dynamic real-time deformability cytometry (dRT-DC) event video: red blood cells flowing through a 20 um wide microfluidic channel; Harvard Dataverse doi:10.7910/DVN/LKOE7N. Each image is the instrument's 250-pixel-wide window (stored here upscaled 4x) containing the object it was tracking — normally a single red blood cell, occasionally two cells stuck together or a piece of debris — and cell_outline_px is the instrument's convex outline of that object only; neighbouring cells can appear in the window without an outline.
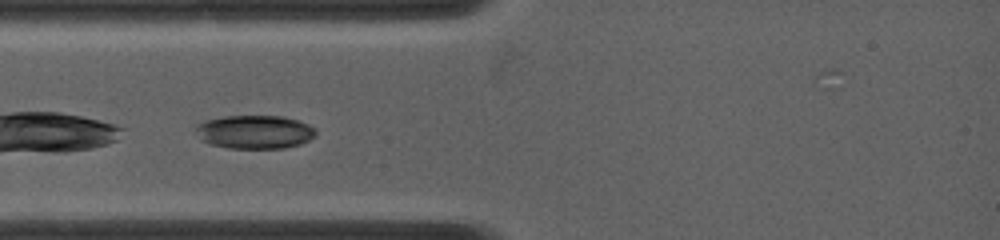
{"species": "common noctule bat (a hibernating species)", "species_latin": "Nyctalus noctula", "temperature_condition": "warm", "stored_images_in_passage": 39, "camera_frame_rate_fps": 5000, "um_per_image_px": 0.085, "animal": {"sex": "female", "body_mass_g": 19.0, "forearm_length_mm": 53.3}, "frame": {"image": 1, "passage_image": 5, "time_ms": 0.8, "image_size_px": [1000, 240], "cell_outline_px": [[316, 136], [300, 144], [284, 148], [228, 148], [208, 144], [200, 140], [192, 132], [196, 124], [208, 120], [224, 116], [284, 116], [300, 120], [316, 128]], "centroid_in_image_um": [21.61, 11.21], "position_along_channel_um": 63.4, "area_um2": 23.93}}
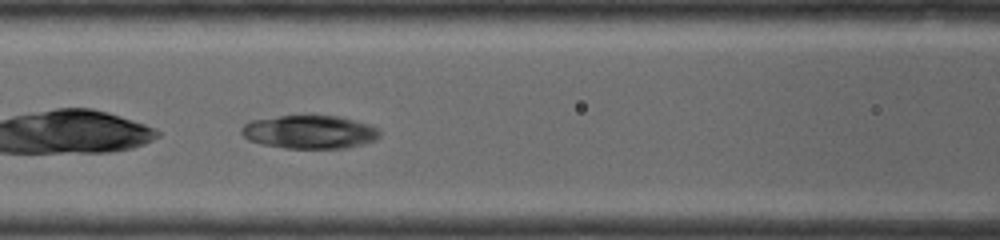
{"frame": {"image": 2, "passage_image": 15, "time_ms": 2.8, "image_size_px": [1000, 240], "cell_outline_px": [[380, 136], [376, 140], [364, 144], [348, 148], [284, 148], [260, 144], [248, 140], [240, 132], [240, 128], [244, 124], [252, 120], [280, 116], [336, 116], [368, 124], [380, 128]], "centroid_in_image_um": [26.32, 11.23], "position_along_channel_um": 140.3, "area_um2": 26.93}}
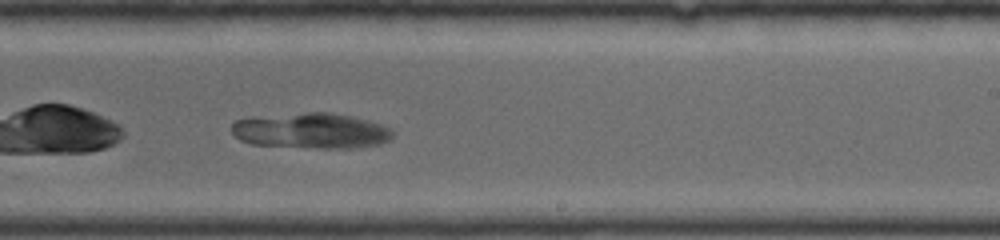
{"frame": {"image": 3, "passage_image": 31, "time_ms": 6.0, "image_size_px": [1000, 240], "cell_outline_px": [[392, 136], [388, 140], [380, 144], [352, 148], [320, 148], [252, 144], [240, 140], [232, 132], [232, 124], [236, 120], [252, 116], [308, 112], [328, 112], [368, 120], [392, 128]], "centroid_in_image_um": [26.43, 11.11], "position_along_channel_um": 262.6, "area_um2": 33.35}}